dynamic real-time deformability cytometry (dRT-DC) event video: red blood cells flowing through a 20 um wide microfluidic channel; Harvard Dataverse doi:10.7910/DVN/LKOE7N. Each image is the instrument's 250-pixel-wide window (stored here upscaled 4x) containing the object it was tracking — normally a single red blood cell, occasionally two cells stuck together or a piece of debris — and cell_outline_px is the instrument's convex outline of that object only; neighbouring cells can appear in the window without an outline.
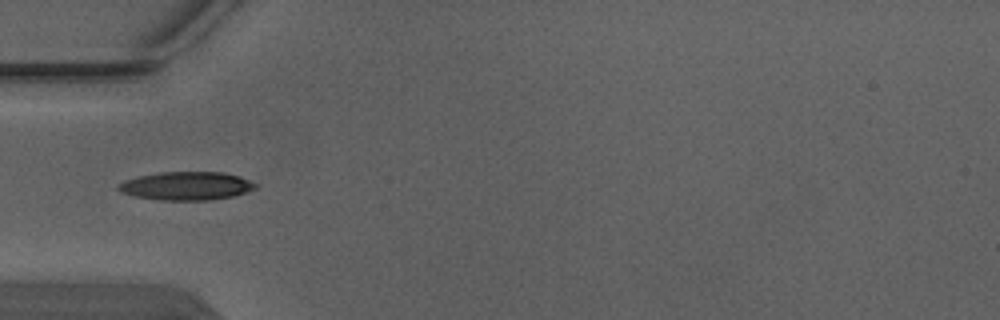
{"species": "Egyptian fruit bat (a non-hibernating species)", "species_latin": "Rousettus aegyptiacus", "temperature_condition": "warm", "stored_images_in_passage": 3, "camera_frame_rate_fps": 3000, "um_per_image_px": 0.085, "animal": {"sex": "male"}, "frame": {"image": 1, "passage_image": 2, "time_ms": 0.333, "image_size_px": [1000, 320], "cell_outline_px": [[260, 184], [256, 188], [248, 192], [232, 196], [212, 200], [160, 200], [136, 196], [120, 192], [116, 188], [124, 180], [140, 176], [160, 172], [224, 172], [240, 176]], "centroid_in_image_um": [15.9, 15.8], "position_along_channel_um": 69.1, "area_um2": 22.77}}
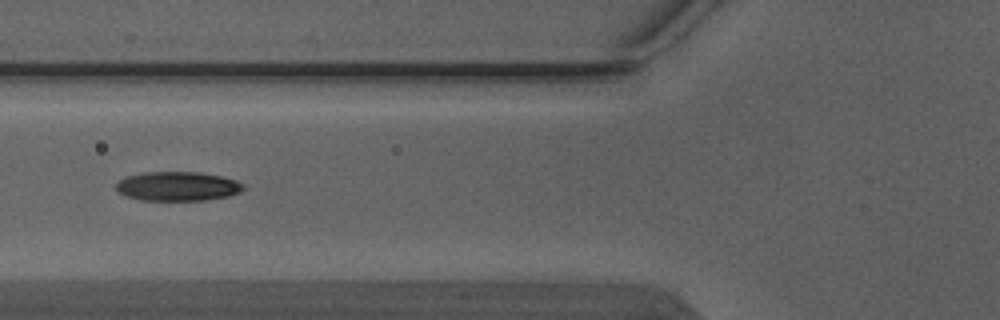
{"frame": {"image": 2, "passage_image": 3, "time_ms": 0.667, "image_size_px": [1000, 320], "cell_outline_px": [[244, 188], [240, 192], [228, 196], [204, 200], [140, 200], [116, 192], [116, 184], [120, 180], [128, 176], [144, 172], [200, 172], [220, 176], [236, 180], [244, 184]], "centroid_in_image_um": [15.1, 15.83], "position_along_channel_um": 110.7, "area_um2": 21.62}}